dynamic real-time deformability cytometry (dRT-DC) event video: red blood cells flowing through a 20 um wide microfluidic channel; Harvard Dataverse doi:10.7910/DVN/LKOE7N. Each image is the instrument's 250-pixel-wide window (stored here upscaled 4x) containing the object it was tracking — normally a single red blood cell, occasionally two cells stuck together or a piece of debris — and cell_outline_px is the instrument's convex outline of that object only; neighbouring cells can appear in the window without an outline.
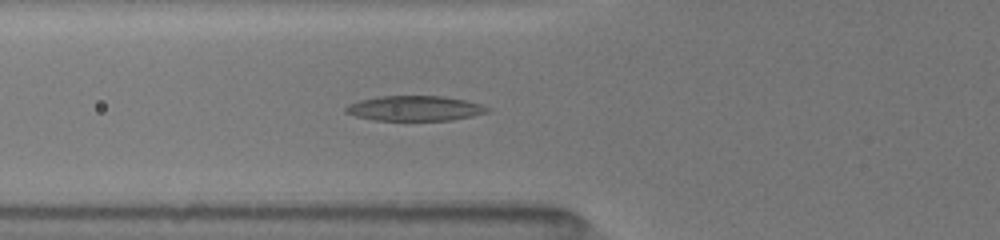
{"species": "common noctule bat (a hibernating species)", "species_latin": "Nyctalus noctula", "temperature_condition": "room temperature", "stored_images_in_passage": 36, "camera_frame_rate_fps": 3000, "um_per_image_px": 0.085, "animal": {"sex": "female", "body_mass_g": 19.5, "forearm_length_mm": 54.1}, "frame": {"image": 1, "passage_image": 4, "time_ms": 1.0, "image_size_px": [1000, 240], "cell_outline_px": [[492, 108], [488, 112], [472, 116], [452, 120], [372, 120], [356, 116], [344, 112], [344, 108], [348, 104], [360, 100], [380, 96], [444, 96], [464, 100], [480, 104]], "centroid_in_image_um": [35.25, 9.21], "position_along_channel_um": 90.6, "area_um2": 20.69}}
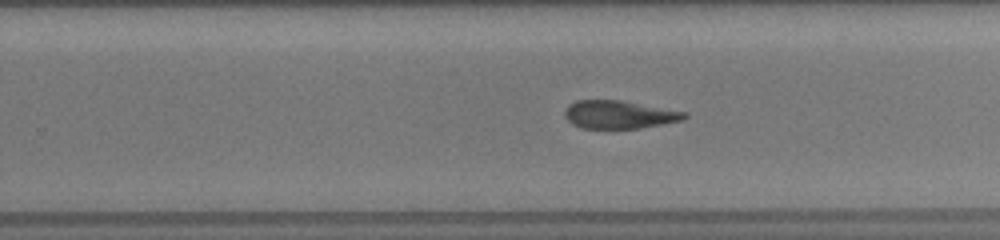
{"frame": {"image": 2, "passage_image": 18, "time_ms": 5.667, "image_size_px": [1000, 240], "cell_outline_px": [[688, 116], [684, 120], [640, 128], [580, 128], [572, 124], [564, 116], [564, 108], [568, 104], [576, 100], [620, 100], [688, 112]], "centroid_in_image_um": [52.61, 9.73], "position_along_channel_um": 277.2, "area_um2": 19.71}}
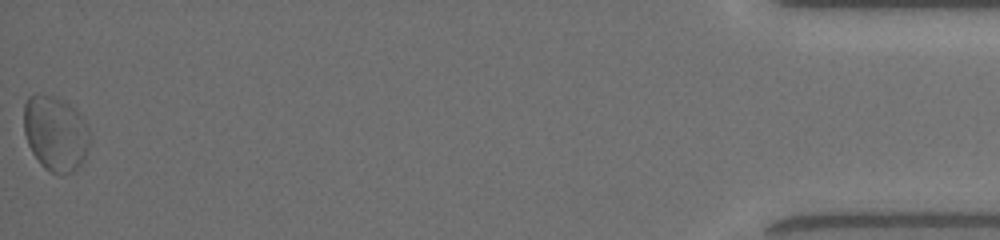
{"frame": {"image": 3, "passage_image": 36, "time_ms": 11.667, "image_size_px": [1000, 240], "cell_outline_px": [[88, 148], [84, 160], [72, 172], [48, 172], [40, 164], [32, 152], [28, 144], [24, 132], [24, 104], [28, 96], [36, 92], [56, 96], [64, 100], [76, 108], [84, 120], [88, 128]], "centroid_in_image_um": [4.69, 11.28], "position_along_channel_um": 430.5, "area_um2": 29.02}, "authors_computed_cell_mechanics": {"area_um2": 21.2993, "velocity_mm_per_s": 3.9978, "shape_relaxation_time_tau1_ms": 3.7153, "shape_relaxation_time_tau2_ms": 8.8614, "deformation_change_tau1": 0.1201, "deformation_change_tau2": 0.2236}}